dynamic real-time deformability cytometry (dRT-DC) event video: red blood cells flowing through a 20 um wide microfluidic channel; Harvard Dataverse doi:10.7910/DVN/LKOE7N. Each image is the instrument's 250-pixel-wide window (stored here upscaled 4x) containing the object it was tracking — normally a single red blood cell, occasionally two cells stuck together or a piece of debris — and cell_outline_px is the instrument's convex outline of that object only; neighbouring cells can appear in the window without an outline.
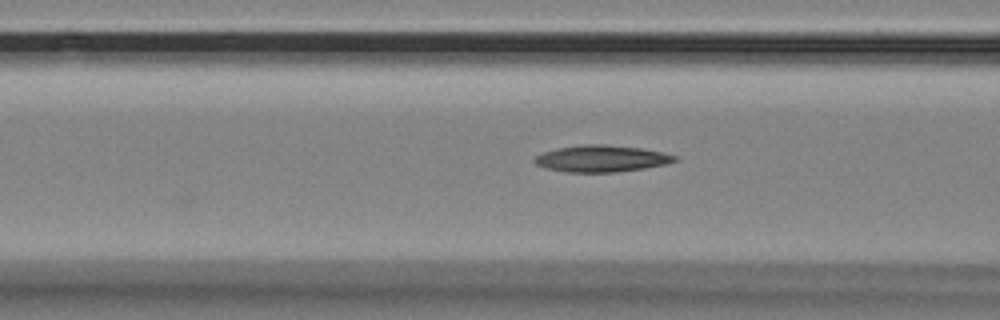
{"species": "Egyptian fruit bat (a non-hibernating species)", "species_latin": "Rousettus aegyptiacus", "temperature_condition": "room temperature", "stored_images_in_passage": 5, "camera_frame_rate_fps": 3000, "um_per_image_px": 0.085, "animal": {"sex": "female"}, "frame": {"image": 1, "passage_image": 5, "time_ms": 1.333, "image_size_px": [1000, 320], "cell_outline_px": [[676, 160], [664, 164], [644, 168], [616, 172], [568, 172], [544, 168], [536, 164], [532, 160], [536, 156], [544, 152], [560, 148], [584, 144], [604, 144], [640, 148], [660, 152], [676, 156]], "centroid_in_image_um": [51.07, 13.48], "position_along_channel_um": 115.5, "area_um2": 21.44}}